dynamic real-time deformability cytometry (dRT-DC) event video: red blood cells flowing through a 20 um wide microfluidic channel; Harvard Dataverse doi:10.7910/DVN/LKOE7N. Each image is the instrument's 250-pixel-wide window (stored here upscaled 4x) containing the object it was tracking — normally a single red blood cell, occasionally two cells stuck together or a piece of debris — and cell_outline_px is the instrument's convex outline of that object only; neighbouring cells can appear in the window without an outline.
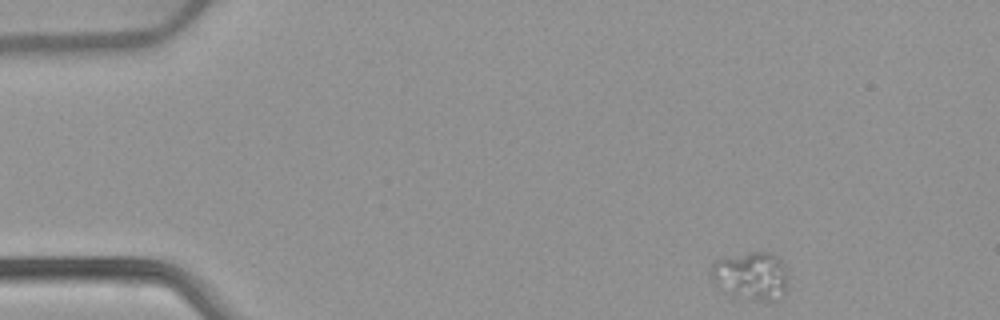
{"species": "common noctule bat (a hibernating species)", "species_latin": "Nyctalus noctula", "temperature_condition": "warm", "stored_images_in_passage": 48, "camera_frame_rate_fps": 3000, "um_per_image_px": 0.085, "animal": {"sex": "female", "body_mass_g": 22.7, "forearm_length_mm": 54.2}, "frame": {"image": 1, "passage_image": 1, "time_ms": 0.0, "image_size_px": [1000, 320], "cell_outline_px": [[788, 288], [780, 300], [764, 300], [732, 296], [716, 284], [712, 280], [708, 272], [712, 264], [716, 260], [752, 252], [772, 252], [788, 268]], "centroid_in_image_um": [63.89, 23.45], "position_along_channel_um": 21.1, "area_um2": 21.85}}
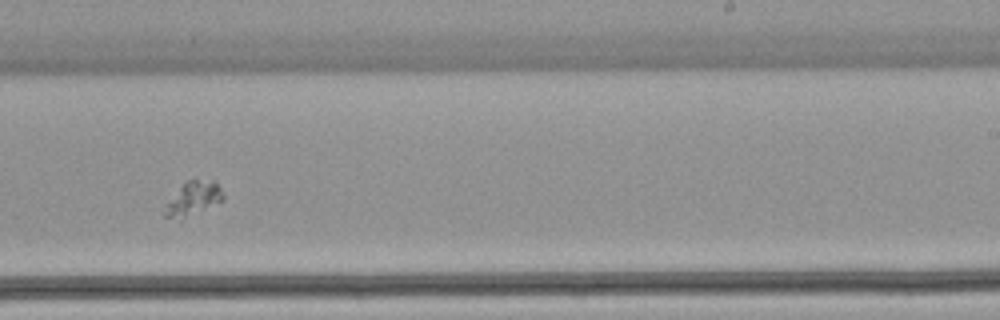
{"frame": {"image": 2, "passage_image": 28, "time_ms": 9.0, "image_size_px": [1000, 320], "cell_outline_px": [[224, 200], [184, 216], [164, 216], [164, 204], [188, 180], [212, 180], [224, 192]], "centroid_in_image_um": [16.44, 16.82], "position_along_channel_um": 272.6, "area_um2": 10.69}}
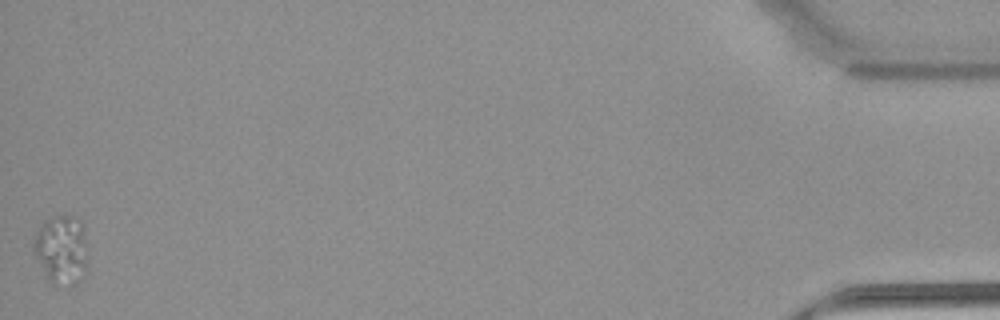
{"frame": {"image": 3, "passage_image": 48, "time_ms": 15.667, "image_size_px": [1000, 320], "cell_outline_px": [[88, 264], [84, 268], [52, 284], [48, 284], [32, 248], [32, 240], [40, 224], [44, 220], [52, 216], [72, 216], [80, 220], [84, 228]], "centroid_in_image_um": [5.13, 21.03], "position_along_channel_um": 430.1, "area_um2": 20.63}}